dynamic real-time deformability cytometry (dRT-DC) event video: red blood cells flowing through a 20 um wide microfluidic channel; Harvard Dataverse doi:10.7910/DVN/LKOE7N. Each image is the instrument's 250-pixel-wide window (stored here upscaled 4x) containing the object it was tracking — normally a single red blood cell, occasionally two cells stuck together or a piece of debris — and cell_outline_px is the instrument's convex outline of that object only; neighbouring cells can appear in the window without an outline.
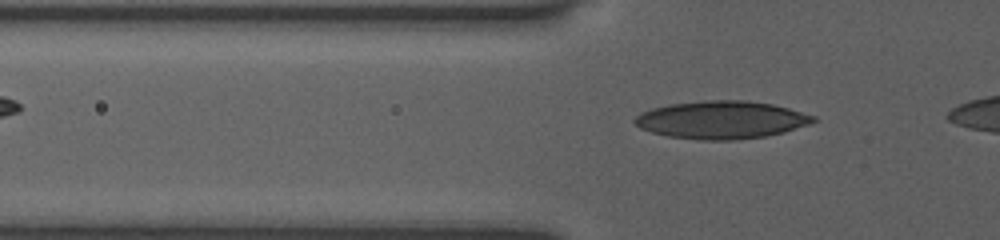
{"species": "human", "species_latin": "Homo sapiens", "temperature_condition": "room temperature", "stored_images_in_passage": 41, "camera_frame_rate_fps": 3000, "um_per_image_px": 0.085, "donor": {"sex": "female"}, "frame": {"image": 1, "passage_image": 12, "time_ms": 3.667, "image_size_px": [1000, 240], "cell_outline_px": [[816, 120], [808, 124], [784, 132], [764, 136], [732, 140], [704, 140], [668, 136], [652, 132], [640, 128], [632, 120], [640, 112], [652, 108], [668, 104], [708, 100], [744, 100], [772, 104], [788, 108], [816, 116]], "centroid_in_image_um": [61.29, 10.18], "position_along_channel_um": 64.5, "area_um2": 39.13}}
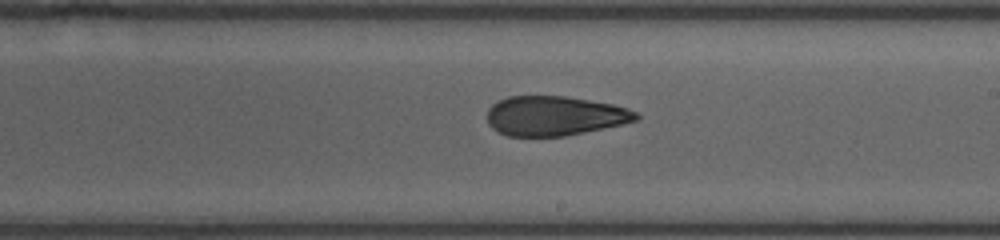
{"frame": {"image": 2, "passage_image": 26, "time_ms": 8.333, "image_size_px": [1000, 240], "cell_outline_px": [[640, 120], [584, 132], [564, 136], [508, 136], [496, 132], [488, 124], [488, 108], [492, 104], [508, 96], [568, 96], [612, 104], [628, 108], [636, 112], [640, 116]], "centroid_in_image_um": [47.14, 9.84], "position_along_channel_um": 241.9, "area_um2": 34.45}}
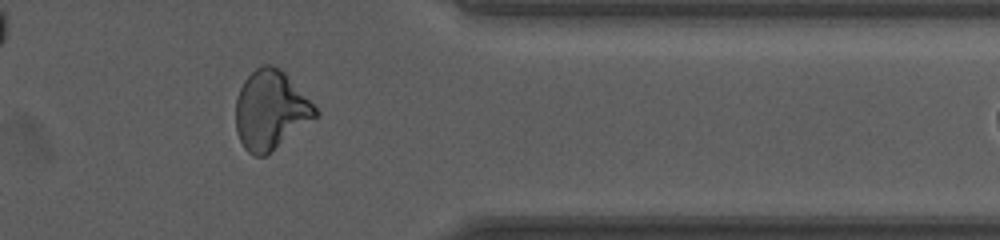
{"frame": {"image": 3, "passage_image": 38, "time_ms": 12.333, "image_size_px": [1000, 240], "cell_outline_px": [[320, 112], [316, 116], [268, 156], [252, 156], [244, 148], [236, 132], [236, 100], [240, 88], [244, 80], [256, 68], [264, 64], [272, 64], [280, 68], [284, 72]], "centroid_in_image_um": [22.97, 9.38], "position_along_channel_um": 388.4, "area_um2": 36.53}}